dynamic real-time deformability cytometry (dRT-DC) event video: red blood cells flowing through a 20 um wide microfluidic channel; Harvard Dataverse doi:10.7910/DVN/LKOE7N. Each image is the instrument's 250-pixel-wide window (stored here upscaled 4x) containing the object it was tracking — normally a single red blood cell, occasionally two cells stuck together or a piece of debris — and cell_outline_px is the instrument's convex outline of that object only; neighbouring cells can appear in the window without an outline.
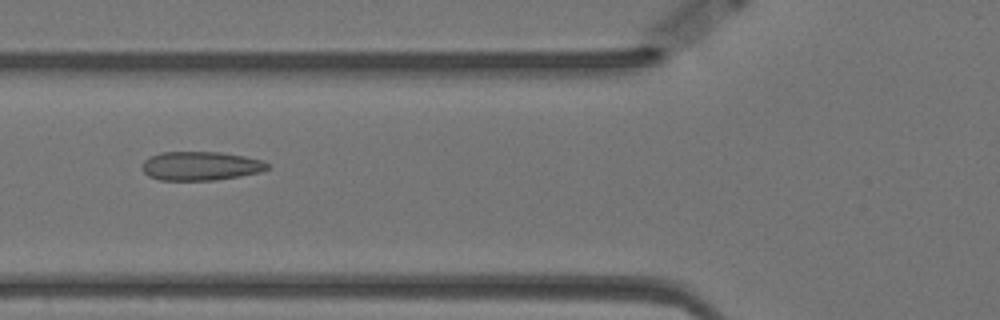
{"species": "Egyptian fruit bat (a non-hibernating species)", "species_latin": "Rousettus aegyptiacus", "temperature_condition": "warm", "stored_images_in_passage": 57, "camera_frame_rate_fps": 3000, "um_per_image_px": 0.085, "animal": {"sex": "female"}, "frame": {"image": 1, "passage_image": 21, "time_ms": 6.667, "image_size_px": [1000, 320], "cell_outline_px": [[268, 168], [260, 172], [240, 176], [216, 180], [160, 180], [148, 176], [140, 168], [144, 160], [148, 156], [160, 152], [220, 152], [244, 156], [264, 160], [268, 164]], "centroid_in_image_um": [17.02, 14.1], "position_along_channel_um": 108.8, "area_um2": 21.27}}
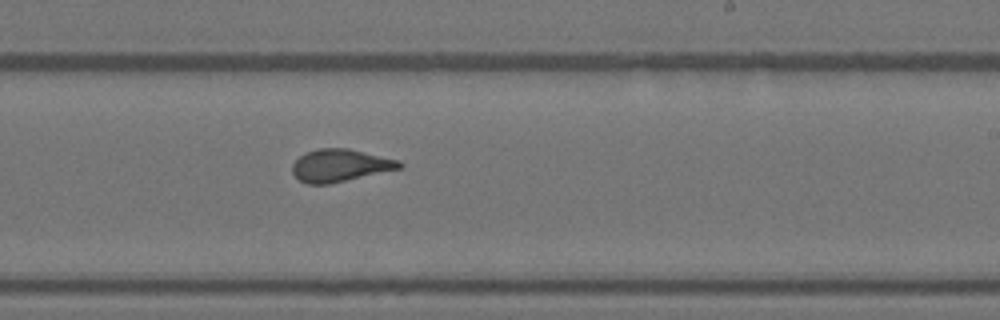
{"frame": {"image": 2, "passage_image": 34, "time_ms": 11.0, "image_size_px": [1000, 320], "cell_outline_px": [[404, 164], [400, 168], [328, 184], [308, 184], [300, 180], [292, 172], [292, 164], [304, 152], [320, 148], [348, 148], [400, 160]], "centroid_in_image_um": [28.9, 14.05], "position_along_channel_um": 260.1, "area_um2": 20.11}}
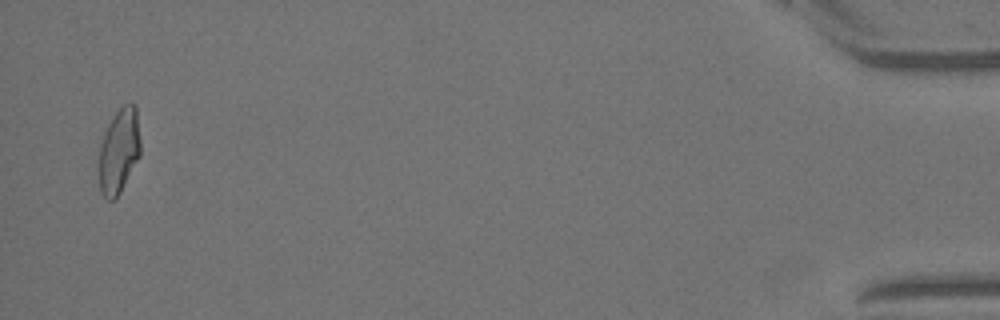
{"frame": {"image": 3, "passage_image": 56, "time_ms": 18.333, "image_size_px": [1000, 320], "cell_outline_px": [[140, 156], [116, 200], [108, 200], [100, 192], [100, 144], [104, 132], [108, 124], [116, 112], [124, 104], [136, 104], [140, 140]], "centroid_in_image_um": [10.13, 12.84], "position_along_channel_um": 425.1, "area_um2": 20.46}, "authors_computed_cell_mechanics": {"area_um2": 20.519, "velocity_mm_per_s": 3.4958, "shape_relaxation_time_tau1_ms": null, "shape_relaxation_time_tau2_ms": 0.9184, "deformation_change_tau1": null, "deformation_change_tau2": 0.064}}